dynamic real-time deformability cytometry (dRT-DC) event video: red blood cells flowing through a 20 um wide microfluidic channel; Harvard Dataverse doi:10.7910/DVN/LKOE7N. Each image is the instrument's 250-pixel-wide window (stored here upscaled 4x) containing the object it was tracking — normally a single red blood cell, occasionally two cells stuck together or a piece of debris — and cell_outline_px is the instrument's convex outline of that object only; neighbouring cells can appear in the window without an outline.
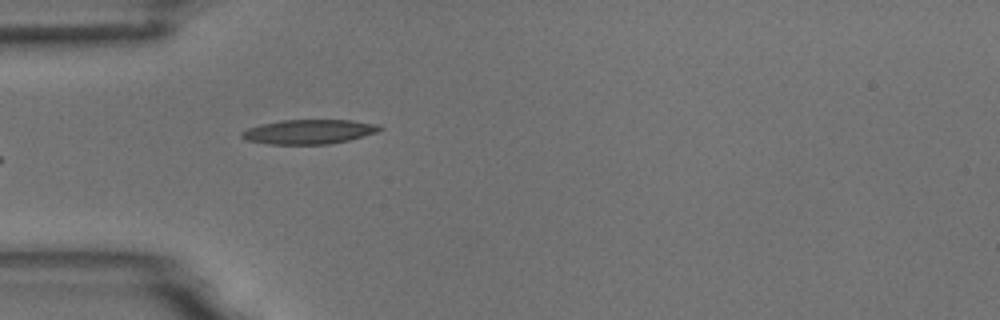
{"species": "common noctule bat (a hibernating species)", "species_latin": "Nyctalus noctula", "temperature_condition": "room temperature", "stored_images_in_passage": 5, "camera_frame_rate_fps": 3000, "um_per_image_px": 0.085, "animal": {"sex": "male", "body_mass_g": 18.8}, "frame": {"image": 1, "passage_image": 5, "time_ms": 4.333, "image_size_px": [1000, 320], "cell_outline_px": [[384, 128], [376, 132], [364, 136], [348, 140], [328, 144], [268, 144], [244, 140], [240, 136], [240, 132], [248, 128], [260, 124], [280, 120], [352, 120], [380, 124]], "centroid_in_image_um": [26.24, 11.19], "position_along_channel_um": 58.8, "area_um2": 19.83}}